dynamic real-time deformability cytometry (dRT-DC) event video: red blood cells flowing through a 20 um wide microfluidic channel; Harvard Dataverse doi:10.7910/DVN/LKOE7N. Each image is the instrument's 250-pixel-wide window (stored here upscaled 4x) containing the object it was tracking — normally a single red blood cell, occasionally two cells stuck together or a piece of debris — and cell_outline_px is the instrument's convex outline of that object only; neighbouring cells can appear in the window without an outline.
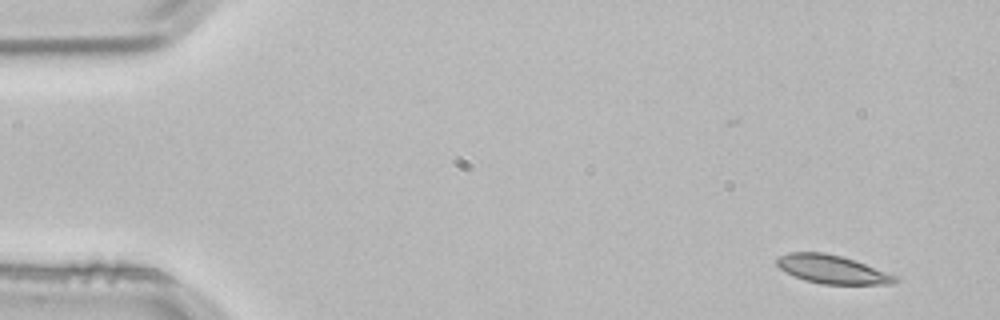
{"species": "common noctule bat (a hibernating species)", "species_latin": "Nyctalus noctula", "temperature_condition": "room temperature", "stored_images_in_passage": 4, "camera_frame_rate_fps": 3000, "um_per_image_px": 0.085, "animal": {"sex": "male", "body_mass_g": 21.5, "forearm_length_mm": 52.0}, "frame": {"image": 1, "passage_image": 1, "time_ms": 0.0, "image_size_px": [1000, 320], "cell_outline_px": [[900, 280], [892, 284], [820, 284], [804, 280], [780, 268], [776, 264], [776, 256], [788, 252], [824, 252], [840, 256], [864, 264], [896, 276]], "centroid_in_image_um": [70.69, 22.89], "position_along_channel_um": 14.3, "area_um2": 19.36}}